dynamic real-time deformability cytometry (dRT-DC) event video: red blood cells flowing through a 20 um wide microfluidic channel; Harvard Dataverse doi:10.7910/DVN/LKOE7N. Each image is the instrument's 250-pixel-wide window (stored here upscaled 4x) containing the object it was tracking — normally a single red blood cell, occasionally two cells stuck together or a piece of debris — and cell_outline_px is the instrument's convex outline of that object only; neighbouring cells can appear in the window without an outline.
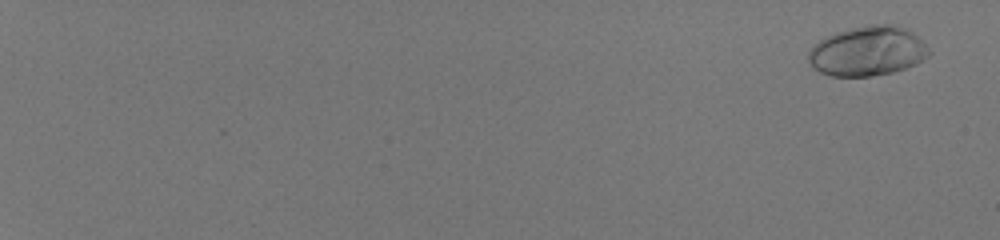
{"species": "human", "species_latin": "Homo sapiens", "temperature_condition": "room temperature", "stored_images_in_passage": 57, "camera_frame_rate_fps": 3000, "um_per_image_px": 0.085, "donor": {"sex": "male"}, "frame": {"image": 1, "passage_image": 3, "time_ms": 0.667, "image_size_px": [1000, 240], "cell_outline_px": [[932, 52], [928, 56], [916, 64], [892, 72], [872, 76], [832, 76], [820, 72], [812, 68], [808, 60], [808, 52], [820, 40], [836, 32], [868, 24], [896, 24], [908, 28]], "centroid_in_image_um": [73.75, 4.34], "position_along_channel_um": 11.2, "area_um2": 34.85}}
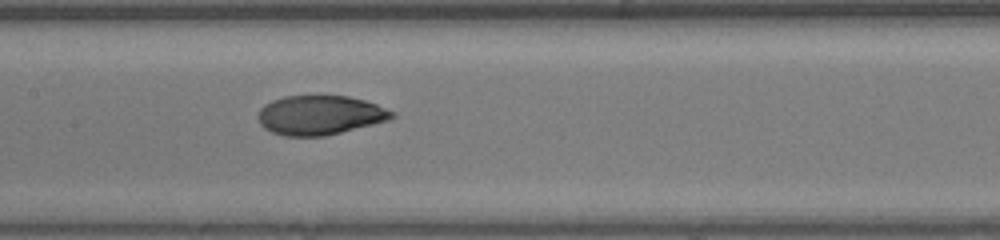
{"frame": {"image": 2, "passage_image": 35, "time_ms": 11.333, "image_size_px": [1000, 240], "cell_outline_px": [[396, 116], [388, 120], [324, 136], [284, 136], [272, 132], [264, 128], [260, 124], [256, 116], [260, 108], [264, 104], [272, 100], [284, 96], [348, 96], [364, 100], [376, 104], [396, 112]], "centroid_in_image_um": [27.16, 9.78], "position_along_channel_um": 180.2, "area_um2": 30.69}}
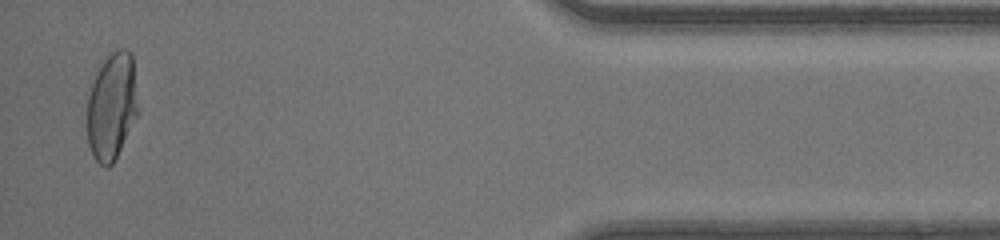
{"frame": {"image": 3, "passage_image": 56, "time_ms": 18.333, "image_size_px": [1000, 240], "cell_outline_px": [[140, 112], [112, 164], [108, 168], [104, 168], [92, 156], [88, 144], [88, 96], [96, 72], [108, 52], [120, 48], [124, 48], [132, 52], [140, 108]], "centroid_in_image_um": [9.54, 9.0], "position_along_channel_um": 425.7, "area_um2": 32.48}, "authors_computed_cell_mechanics": {"area_um2": 31.4432, "velocity_mm_per_s": 4.1637, "shape_relaxation_time_tau1_ms": 3.6629, "shape_relaxation_time_tau2_ms": null, "deformation_change_tau1": 0.2248, "deformation_change_tau2": null}}